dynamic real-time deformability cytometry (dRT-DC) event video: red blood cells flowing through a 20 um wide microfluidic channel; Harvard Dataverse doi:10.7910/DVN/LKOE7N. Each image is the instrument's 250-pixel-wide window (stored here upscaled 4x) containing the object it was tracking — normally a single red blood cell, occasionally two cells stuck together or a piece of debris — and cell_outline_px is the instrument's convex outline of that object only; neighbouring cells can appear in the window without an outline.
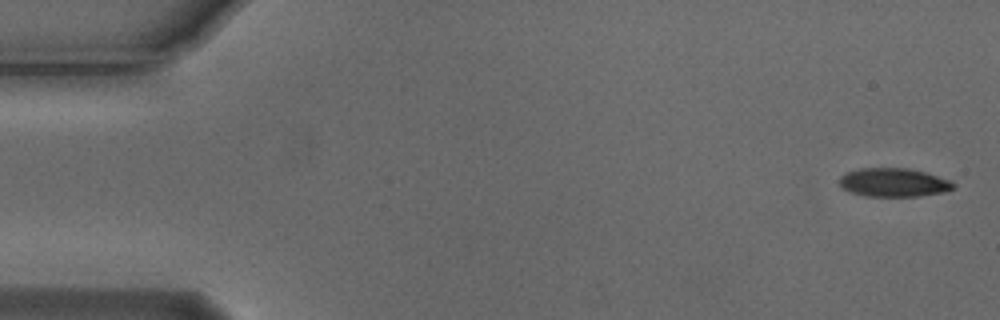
{"species": "Egyptian fruit bat (a non-hibernating species)", "species_latin": "Rousettus aegyptiacus", "temperature_condition": "cold", "stored_images_in_passage": 6, "camera_frame_rate_fps": 3000, "um_per_image_px": 0.085, "animal": {"sex": "male"}, "frame": {"image": 1, "passage_image": 1, "time_ms": 0.0, "image_size_px": [1000, 320], "cell_outline_px": [[956, 188], [944, 192], [920, 196], [864, 196], [848, 192], [840, 184], [840, 176], [848, 172], [860, 168], [908, 168], [924, 172], [952, 180], [956, 184]], "centroid_in_image_um": [76.0, 15.51], "position_along_channel_um": 9.0, "area_um2": 19.13}}